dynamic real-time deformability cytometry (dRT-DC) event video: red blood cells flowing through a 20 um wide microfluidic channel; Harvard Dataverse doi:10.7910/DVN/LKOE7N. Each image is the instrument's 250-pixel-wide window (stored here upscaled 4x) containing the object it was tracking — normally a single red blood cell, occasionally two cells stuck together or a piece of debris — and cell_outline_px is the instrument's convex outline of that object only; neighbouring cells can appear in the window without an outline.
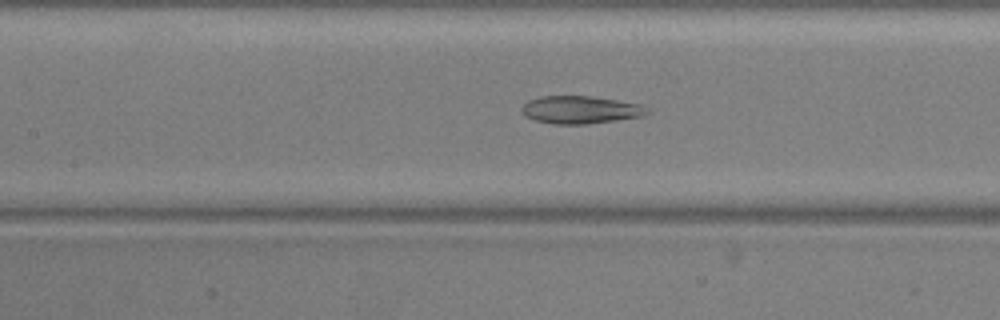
{"species": "common noctule bat (a hibernating species)", "species_latin": "Nyctalus noctula", "temperature_condition": "warm", "stored_images_in_passage": 51, "camera_frame_rate_fps": 3000, "um_per_image_px": 0.085, "animal": {"sex": "male", "body_mass_g": 20.5, "forearm_length_mm": 52.5}, "frame": {"image": 1, "passage_image": 24, "time_ms": 7.667, "image_size_px": [1000, 320], "cell_outline_px": [[648, 112], [644, 116], [616, 120], [584, 124], [556, 124], [536, 120], [524, 116], [520, 112], [520, 108], [528, 100], [540, 96], [592, 96], [640, 104], [648, 108]], "centroid_in_image_um": [49.3, 9.32], "position_along_channel_um": 158.1, "area_um2": 20.23}}
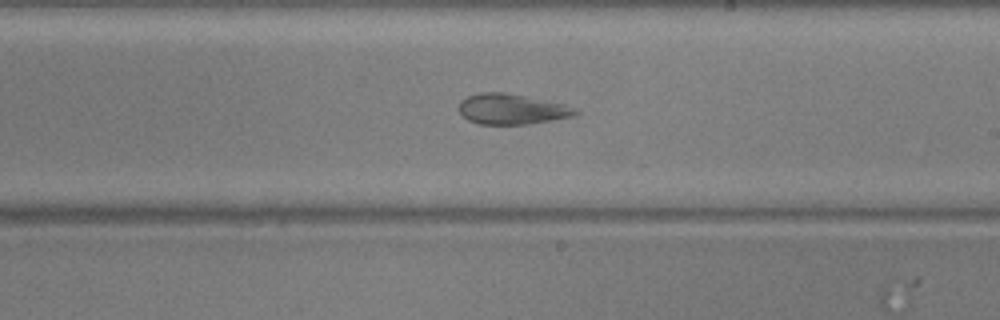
{"frame": {"image": 2, "passage_image": 31, "time_ms": 10.0, "image_size_px": [1000, 320], "cell_outline_px": [[580, 112], [572, 116], [528, 124], [480, 124], [468, 120], [460, 112], [460, 100], [468, 96], [480, 92], [504, 92], [564, 104]], "centroid_in_image_um": [43.46, 9.27], "position_along_channel_um": 245.5, "area_um2": 20.29}}
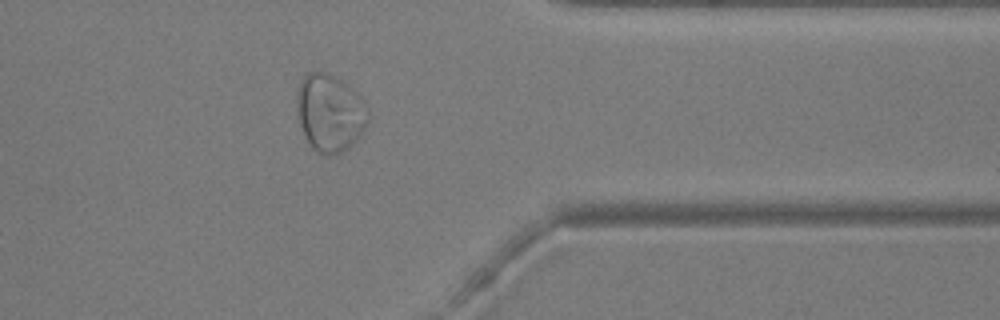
{"frame": {"image": 3, "passage_image": 43, "time_ms": 14.0, "image_size_px": [1000, 320], "cell_outline_px": [[368, 124], [356, 140], [348, 148], [340, 152], [328, 156], [324, 156], [312, 148], [304, 136], [300, 124], [296, 108], [296, 92], [300, 80], [308, 72], [324, 72], [348, 84], [364, 100], [368, 112]], "centroid_in_image_um": [28.02, 9.6], "position_along_channel_um": 383.4, "area_um2": 32.37}}